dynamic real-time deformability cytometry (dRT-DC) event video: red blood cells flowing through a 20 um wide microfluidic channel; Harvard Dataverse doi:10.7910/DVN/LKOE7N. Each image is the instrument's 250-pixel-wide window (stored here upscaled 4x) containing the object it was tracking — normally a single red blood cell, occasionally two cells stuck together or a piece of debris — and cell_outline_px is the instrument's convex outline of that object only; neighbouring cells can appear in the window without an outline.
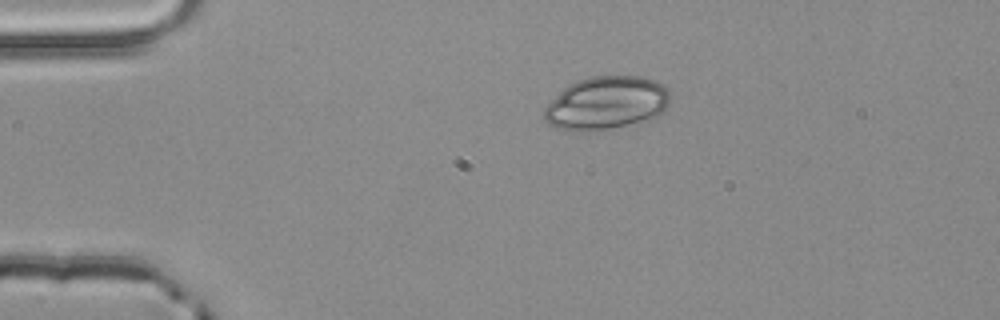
{"species": "common noctule bat (a hibernating species)", "species_latin": "Nyctalus noctula", "temperature_condition": "room temperature", "stored_images_in_passage": 2, "camera_frame_rate_fps": 3000, "um_per_image_px": 0.085, "animal": {"sex": "male", "body_mass_g": 20.4}, "frame": {"image": 1, "passage_image": 1, "time_ms": 0.0, "image_size_px": [1000, 320], "cell_outline_px": [[668, 104], [664, 112], [656, 116], [628, 124], [608, 128], [556, 128], [548, 124], [544, 120], [544, 108], [568, 84], [592, 76], [640, 76], [656, 80], [664, 84], [668, 88]], "centroid_in_image_um": [51.57, 8.7], "position_along_channel_um": 33.4, "area_um2": 37.97}}